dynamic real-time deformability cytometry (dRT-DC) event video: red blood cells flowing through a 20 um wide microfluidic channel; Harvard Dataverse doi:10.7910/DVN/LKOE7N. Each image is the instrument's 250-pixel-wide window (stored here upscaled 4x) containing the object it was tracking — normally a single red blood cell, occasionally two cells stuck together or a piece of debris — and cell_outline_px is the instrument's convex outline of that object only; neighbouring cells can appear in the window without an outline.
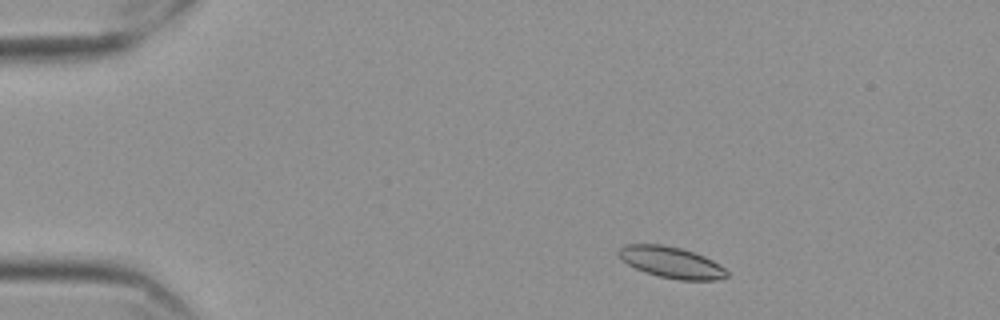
{"species": "Egyptian fruit bat (a non-hibernating species)", "species_latin": "Rousettus aegyptiacus", "temperature_condition": "cold", "stored_images_in_passage": 53, "camera_frame_rate_fps": 3000, "um_per_image_px": 0.085, "frame": {"image": 1, "passage_image": 5, "time_ms": 1.333, "image_size_px": [1000, 320], "cell_outline_px": [[728, 276], [716, 280], [680, 280], [660, 276], [644, 272], [628, 264], [616, 252], [624, 244], [660, 244], [680, 248], [704, 256], [720, 264], [728, 272]], "centroid_in_image_um": [57.07, 22.3], "position_along_channel_um": 27.9, "area_um2": 19.54}}
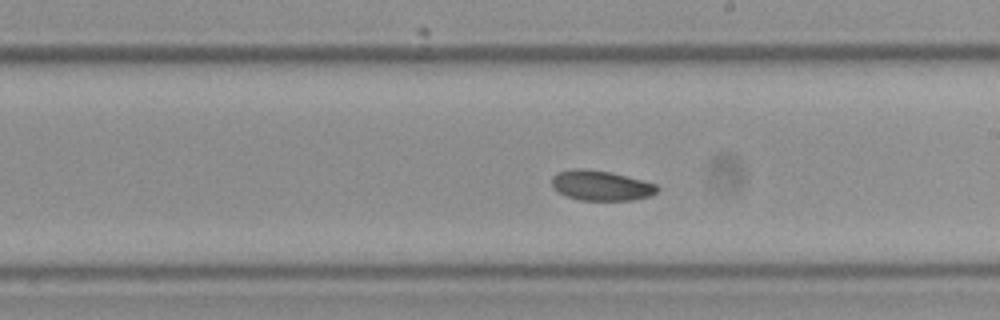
{"frame": {"image": 2, "passage_image": 29, "time_ms": 9.333, "image_size_px": [1000, 320], "cell_outline_px": [[660, 188], [652, 196], [632, 200], [580, 200], [556, 192], [552, 188], [552, 176], [556, 172], [572, 168], [584, 168], [608, 172], [656, 184]], "centroid_in_image_um": [51.04, 15.77], "position_along_channel_um": 238.0, "area_um2": 18.5}}
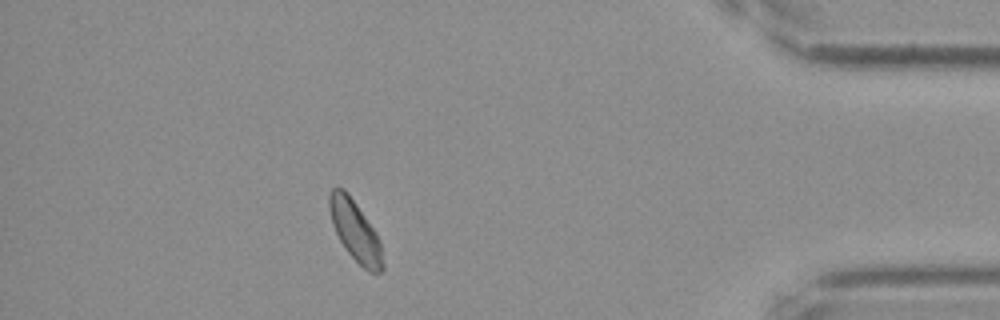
{"frame": {"image": 3, "passage_image": 47, "time_ms": 15.333, "image_size_px": [1000, 320], "cell_outline_px": [[384, 268], [380, 272], [368, 272], [348, 252], [340, 240], [332, 224], [328, 208], [328, 196], [332, 188], [344, 188], [356, 204], [376, 232], [380, 240], [384, 264]], "centroid_in_image_um": [30.19, 19.62], "position_along_channel_um": 405.0, "area_um2": 18.67}, "authors_computed_cell_mechanics": {"area_um2": 19.074, "velocity_mm_per_s": 3.4996, "shape_relaxation_time_tau1_ms": 6.1387, "shape_relaxation_time_tau2_ms": 4.9267, "deformation_change_tau1": 0.09, "deformation_change_tau2": 0.0609}}